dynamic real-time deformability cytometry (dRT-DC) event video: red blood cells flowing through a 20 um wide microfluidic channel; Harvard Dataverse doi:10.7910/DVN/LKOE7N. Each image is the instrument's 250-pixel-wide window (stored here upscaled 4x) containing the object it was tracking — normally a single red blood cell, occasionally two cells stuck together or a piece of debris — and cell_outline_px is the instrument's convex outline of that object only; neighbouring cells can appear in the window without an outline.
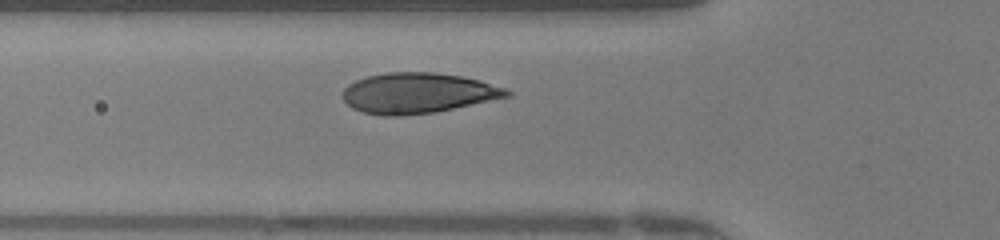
{"species": "human", "species_latin": "Homo sapiens", "temperature_condition": "warm", "stored_images_in_passage": 29, "camera_frame_rate_fps": 3000, "um_per_image_px": 0.085, "donor": {"sex": "female"}, "frame": {"image": 1, "passage_image": 7, "time_ms": 2.0, "image_size_px": [1000, 240], "cell_outline_px": [[512, 96], [432, 112], [400, 116], [384, 116], [364, 112], [352, 108], [340, 96], [344, 88], [348, 84], [356, 80], [368, 76], [388, 72], [436, 72], [460, 76], [480, 80], [504, 88], [512, 92]], "centroid_in_image_um": [35.48, 7.9], "position_along_channel_um": 90.3, "area_um2": 38.55}}
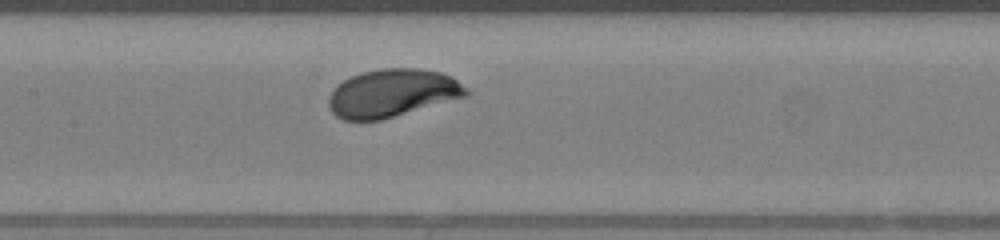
{"frame": {"image": 2, "passage_image": 13, "time_ms": 4.0, "image_size_px": [1000, 240], "cell_outline_px": [[472, 92], [468, 96], [380, 120], [344, 120], [336, 116], [332, 112], [328, 104], [328, 96], [332, 88], [344, 80], [360, 72], [380, 68], [420, 68], [440, 72], [452, 76], [468, 88]], "centroid_in_image_um": [33.36, 7.9], "position_along_channel_um": 174.0, "area_um2": 38.73}}
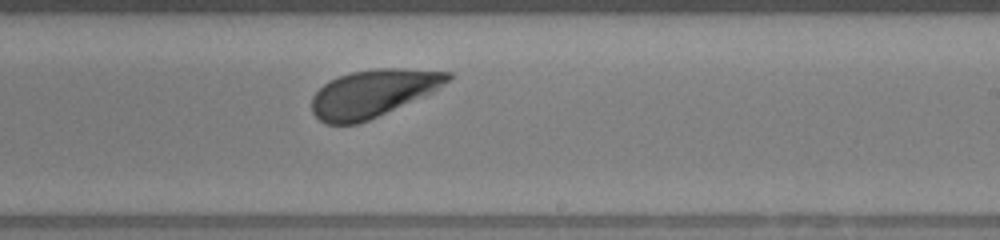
{"frame": {"image": 3, "passage_image": 19, "time_ms": 6.0, "image_size_px": [1000, 240], "cell_outline_px": [[452, 76], [436, 92], [368, 120], [356, 124], [324, 124], [312, 112], [312, 96], [328, 80], [352, 72], [376, 68], [404, 68], [452, 72]], "centroid_in_image_um": [31.73, 7.93], "position_along_channel_um": 257.3, "area_um2": 37.74}, "authors_computed_cell_mechanics": {"area_um2": 38.437, "velocity_mm_per_s": 4.1783, "shape_relaxation_time_tau1_ms": 1.5309, "shape_relaxation_time_tau2_ms": null, "deformation_change_tau1": 0.1314, "deformation_change_tau2": null}}